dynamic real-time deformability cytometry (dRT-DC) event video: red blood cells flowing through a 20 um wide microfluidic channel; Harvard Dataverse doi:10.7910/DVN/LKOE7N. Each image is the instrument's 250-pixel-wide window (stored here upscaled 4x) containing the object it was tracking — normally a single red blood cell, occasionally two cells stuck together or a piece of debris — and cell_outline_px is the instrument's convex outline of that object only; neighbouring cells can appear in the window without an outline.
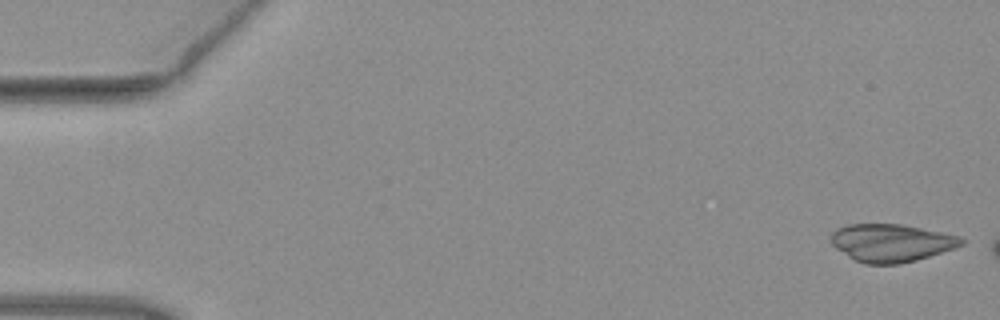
{"species": "common noctule bat (a hibernating species)", "species_latin": "Nyctalus noctula", "temperature_condition": "warm", "stored_images_in_passage": 7, "camera_frame_rate_fps": 3000, "um_per_image_px": 0.085, "animal": {"sex": "female", "body_mass_g": 19.3, "forearm_length_mm": 54.1}, "frame": {"image": 1, "passage_image": 1, "time_ms": 0.0, "image_size_px": [1000, 320], "cell_outline_px": [[964, 244], [916, 260], [900, 264], [864, 264], [848, 256], [836, 248], [832, 244], [832, 232], [836, 228], [848, 224], [900, 224], [960, 236], [964, 240]], "centroid_in_image_um": [75.73, 20.64], "position_along_channel_um": 9.3, "area_um2": 28.38}}